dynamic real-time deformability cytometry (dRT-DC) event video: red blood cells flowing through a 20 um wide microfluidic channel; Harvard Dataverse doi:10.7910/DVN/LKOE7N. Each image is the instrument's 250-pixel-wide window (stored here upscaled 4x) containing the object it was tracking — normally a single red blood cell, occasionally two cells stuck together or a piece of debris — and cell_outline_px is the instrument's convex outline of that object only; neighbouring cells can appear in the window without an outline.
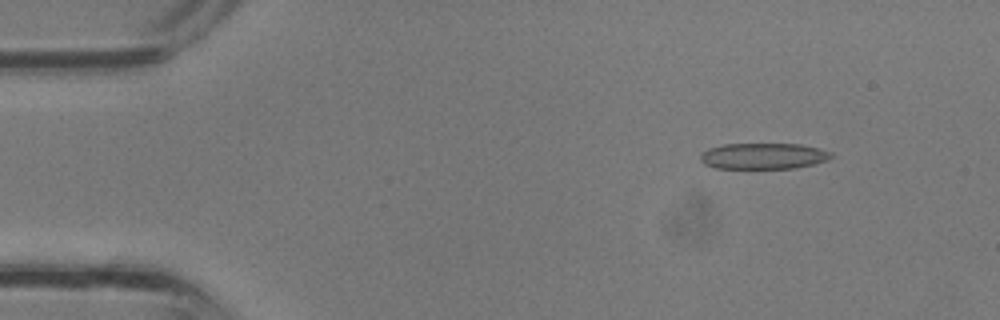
{"species": "common noctule bat (a hibernating species)", "species_latin": "Nyctalus noctula", "temperature_condition": "room temperature", "stored_images_in_passage": 35, "segment_of_instrument_passage": [1, 2], "camera_frame_rate_fps": 3000, "um_per_image_px": 0.085, "animal": {"sex": "male", "body_mass_g": 13.3}, "frame": {"image": 1, "passage_image": 4, "time_ms": 1.0, "image_size_px": [1000, 320], "cell_outline_px": [[836, 156], [828, 160], [796, 168], [716, 168], [704, 164], [700, 160], [700, 156], [708, 148], [724, 144], [800, 144], [820, 148], [832, 152]], "centroid_in_image_um": [64.93, 13.26], "position_along_channel_um": 20.1, "area_um2": 19.94}}
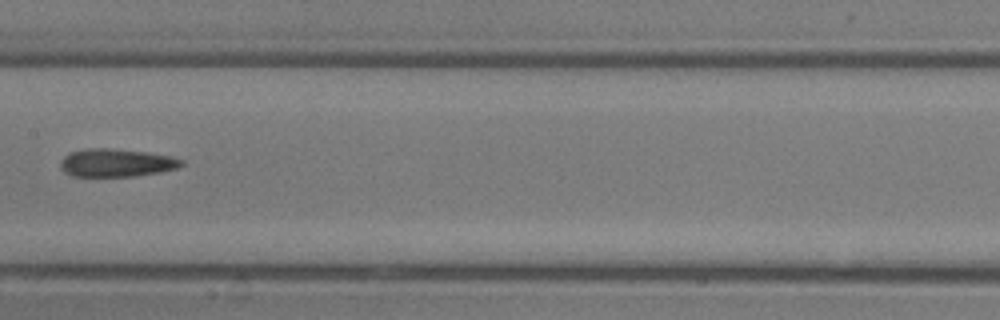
{"frame": {"image": 2, "passage_image": 17, "time_ms": 5.333, "image_size_px": [1000, 320], "cell_outline_px": [[184, 164], [176, 168], [160, 172], [136, 176], [72, 176], [64, 172], [60, 164], [60, 160], [68, 152], [88, 148], [108, 148], [144, 152], [172, 156], [184, 160]], "centroid_in_image_um": [9.87, 13.83], "position_along_channel_um": 197.5, "area_um2": 19.77}}
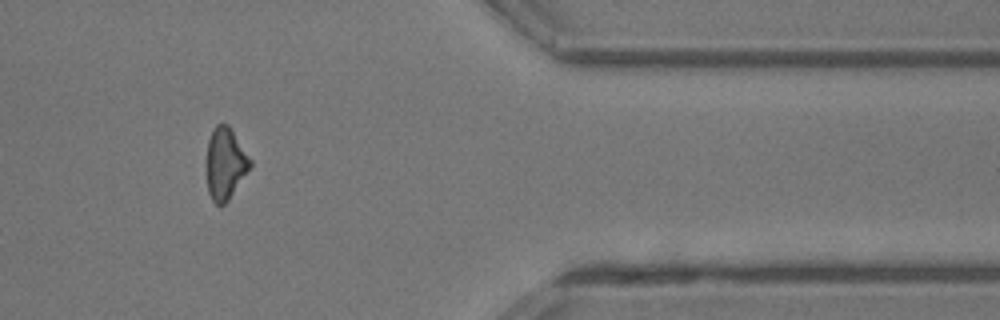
{"frame": {"image": 3, "passage_image": 28, "time_ms": 9.0, "image_size_px": [1000, 320], "cell_outline_px": [[252, 164], [228, 200], [224, 204], [216, 204], [212, 200], [208, 192], [204, 168], [208, 140], [216, 124], [228, 124], [252, 160]], "centroid_in_image_um": [19.1, 13.9], "position_along_channel_um": 392.3, "area_um2": 18.44}}